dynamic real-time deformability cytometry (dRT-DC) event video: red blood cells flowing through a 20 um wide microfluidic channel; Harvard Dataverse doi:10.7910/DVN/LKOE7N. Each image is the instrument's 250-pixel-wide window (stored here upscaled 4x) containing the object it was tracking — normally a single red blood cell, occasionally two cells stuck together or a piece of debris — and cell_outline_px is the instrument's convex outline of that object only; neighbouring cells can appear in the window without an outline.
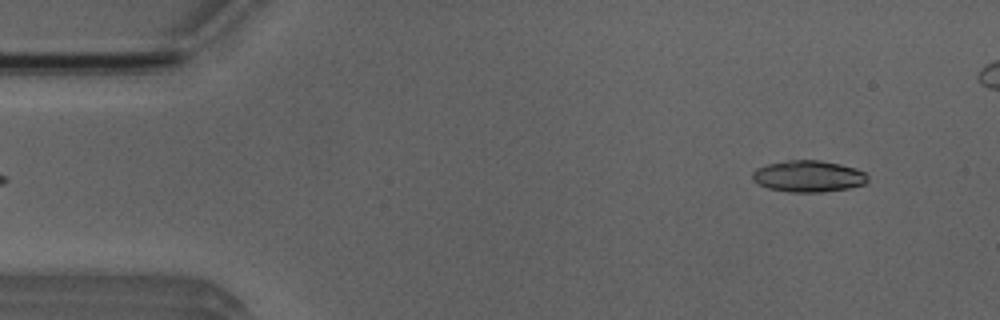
{"species": "Egyptian fruit bat (a non-hibernating species)", "species_latin": "Rousettus aegyptiacus", "temperature_condition": "room temperature", "stored_images_in_passage": 5, "camera_frame_rate_fps": 3000, "um_per_image_px": 0.085, "animal": {"sex": "male"}, "frame": {"image": 1, "passage_image": 1, "time_ms": 0.0, "image_size_px": [1000, 320], "cell_outline_px": [[868, 180], [864, 184], [848, 188], [824, 192], [788, 192], [768, 188], [752, 180], [752, 172], [756, 168], [768, 164], [788, 160], [820, 160], [840, 164], [856, 168], [864, 172], [868, 176]], "centroid_in_image_um": [68.71, 14.98], "position_along_channel_um": 16.3, "area_um2": 21.21}}